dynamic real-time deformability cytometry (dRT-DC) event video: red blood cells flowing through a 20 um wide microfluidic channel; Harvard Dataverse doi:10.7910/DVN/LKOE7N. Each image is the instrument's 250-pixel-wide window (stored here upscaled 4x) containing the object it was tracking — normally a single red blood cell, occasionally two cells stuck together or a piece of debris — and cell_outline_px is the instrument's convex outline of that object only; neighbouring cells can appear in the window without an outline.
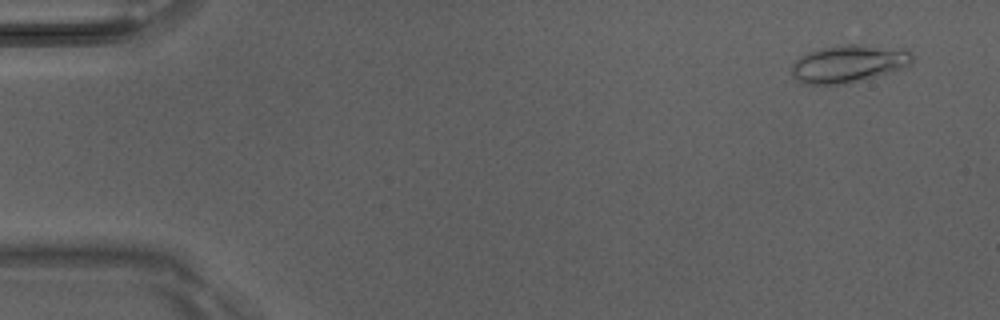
{"species": "Egyptian fruit bat (a non-hibernating species)", "species_latin": "Rousettus aegyptiacus", "temperature_condition": "room temperature", "stored_images_in_passage": 50, "camera_frame_rate_fps": 3000, "um_per_image_px": 0.085, "animal": {"sex": "male"}, "frame": {"image": 1, "passage_image": 3, "time_ms": 0.667, "image_size_px": [1000, 320], "cell_outline_px": [[912, 64], [864, 80], [848, 84], [804, 84], [796, 80], [792, 76], [792, 64], [800, 56], [820, 48], [848, 44], [864, 44], [908, 48], [912, 52]], "centroid_in_image_um": [72.16, 5.4], "position_along_channel_um": 12.8, "area_um2": 26.7}}
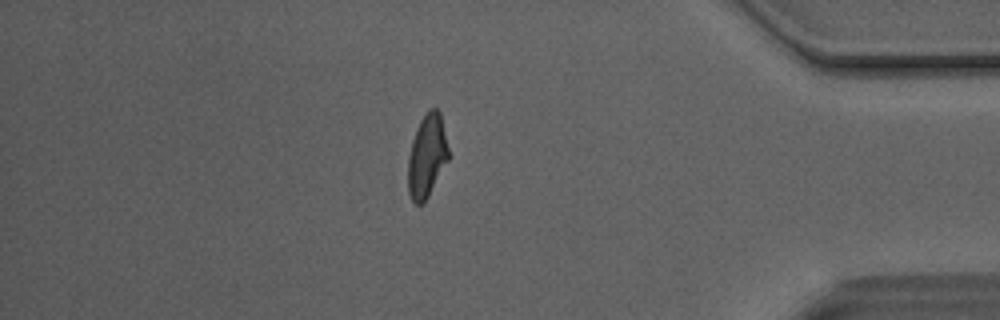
{"frame": {"image": 2, "passage_image": 43, "time_ms": 14.0, "image_size_px": [1000, 320], "cell_outline_px": [[448, 160], [424, 204], [416, 204], [412, 200], [408, 192], [408, 156], [412, 140], [416, 128], [420, 120], [428, 108], [436, 108], [440, 112], [448, 148]], "centroid_in_image_um": [36.27, 13.25], "position_along_channel_um": 398.9, "area_um2": 19.59}}
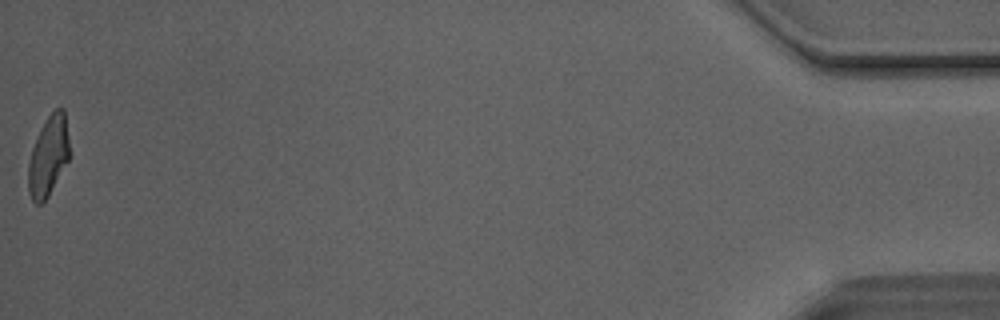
{"frame": {"image": 3, "passage_image": 50, "time_ms": 16.333, "image_size_px": [1000, 320], "cell_outline_px": [[68, 160], [48, 196], [40, 204], [36, 204], [32, 200], [28, 192], [28, 164], [32, 148], [48, 116], [56, 108], [64, 108], [68, 136]], "centroid_in_image_um": [4.1, 13.29], "position_along_channel_um": 431.1, "area_um2": 18.67}, "authors_computed_cell_mechanics": {"area_um2": 20.8369, "velocity_mm_per_s": 4.1124, "shape_relaxation_time_tau1_ms": null, "shape_relaxation_time_tau2_ms": 1.7347, "deformation_change_tau1": null, "deformation_change_tau2": 0.1063}}